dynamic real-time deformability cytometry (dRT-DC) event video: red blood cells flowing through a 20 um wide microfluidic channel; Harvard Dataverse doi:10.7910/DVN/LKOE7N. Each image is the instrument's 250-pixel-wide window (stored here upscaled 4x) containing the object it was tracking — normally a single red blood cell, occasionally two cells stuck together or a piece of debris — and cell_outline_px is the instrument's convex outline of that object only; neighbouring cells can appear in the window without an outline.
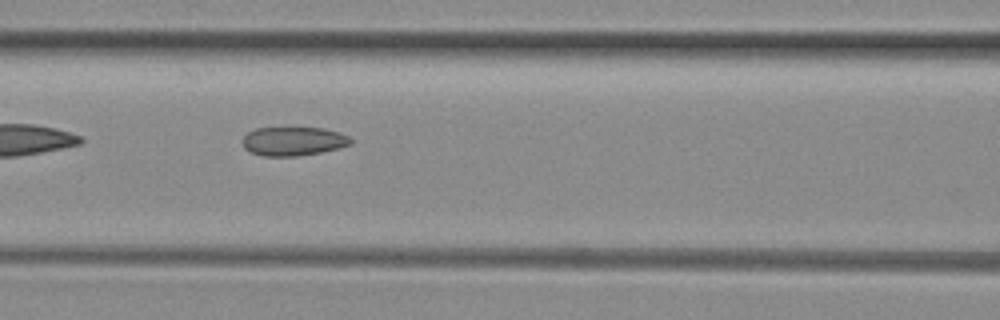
{"species": "common noctule bat (a hibernating species)", "species_latin": "Nyctalus noctula", "temperature_condition": "room temperature", "stored_images_in_passage": 6, "camera_frame_rate_fps": 3000, "um_per_image_px": 0.085, "animal": {"sex": "female", "body_mass_g": 29.2, "forearm_length_mm": 56.3}, "frame": {"image": 1, "passage_image": 5, "time_ms": 1.333, "image_size_px": [1000, 320], "cell_outline_px": [[352, 144], [320, 152], [296, 156], [264, 156], [248, 152], [244, 148], [244, 136], [248, 132], [256, 128], [324, 128], [348, 136], [352, 140]], "centroid_in_image_um": [24.9, 12.01], "position_along_channel_um": 141.7, "area_um2": 17.98}}
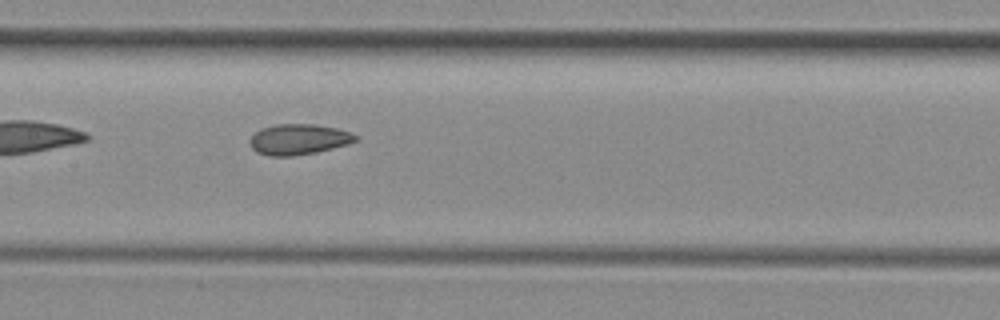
{"frame": {"image": 2, "passage_image": 6, "time_ms": 1.667, "image_size_px": [1000, 320], "cell_outline_px": [[356, 140], [348, 144], [316, 152], [292, 156], [268, 156], [256, 152], [252, 148], [248, 140], [260, 128], [276, 124], [316, 124], [336, 128], [352, 132], [356, 136]], "centroid_in_image_um": [25.35, 11.84], "position_along_channel_um": 182.0, "area_um2": 18.9}}